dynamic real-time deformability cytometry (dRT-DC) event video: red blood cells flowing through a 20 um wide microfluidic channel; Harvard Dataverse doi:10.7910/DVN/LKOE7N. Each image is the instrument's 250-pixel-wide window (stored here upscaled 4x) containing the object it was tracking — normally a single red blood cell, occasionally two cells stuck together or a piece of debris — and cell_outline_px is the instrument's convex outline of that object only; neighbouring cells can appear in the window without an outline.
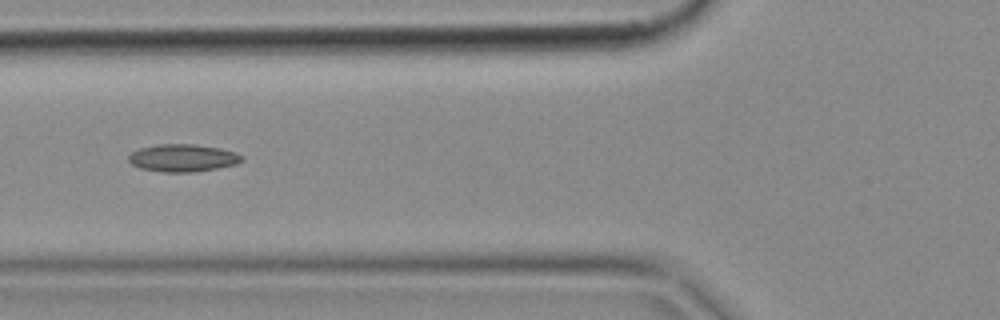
{"species": "common noctule bat (a hibernating species)", "species_latin": "Nyctalus noctula", "temperature_condition": "cold", "stored_images_in_passage": 6, "camera_frame_rate_fps": 3000, "um_per_image_px": 0.085, "animal": {"sex": "female", "body_mass_g": 18.4}, "frame": {"image": 1, "passage_image": 5, "time_ms": 1.333, "image_size_px": [1000, 320], "cell_outline_px": [[244, 160], [236, 164], [196, 172], [164, 172], [140, 168], [132, 164], [128, 160], [128, 156], [132, 152], [140, 148], [156, 144], [192, 144], [220, 148], [236, 152], [244, 156]], "centroid_in_image_um": [15.55, 13.42], "position_along_channel_um": 110.2, "area_um2": 18.21}}
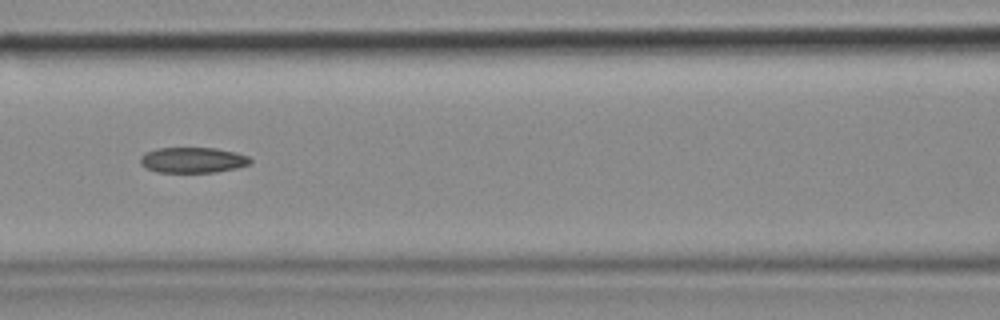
{"frame": {"image": 2, "passage_image": 6, "time_ms": 1.667, "image_size_px": [1000, 320], "cell_outline_px": [[252, 160], [248, 164], [236, 168], [216, 172], [156, 172], [140, 164], [140, 156], [144, 152], [160, 148], [216, 148], [236, 152], [248, 156]], "centroid_in_image_um": [16.37, 13.6], "position_along_channel_um": 150.2, "area_um2": 16.36}}